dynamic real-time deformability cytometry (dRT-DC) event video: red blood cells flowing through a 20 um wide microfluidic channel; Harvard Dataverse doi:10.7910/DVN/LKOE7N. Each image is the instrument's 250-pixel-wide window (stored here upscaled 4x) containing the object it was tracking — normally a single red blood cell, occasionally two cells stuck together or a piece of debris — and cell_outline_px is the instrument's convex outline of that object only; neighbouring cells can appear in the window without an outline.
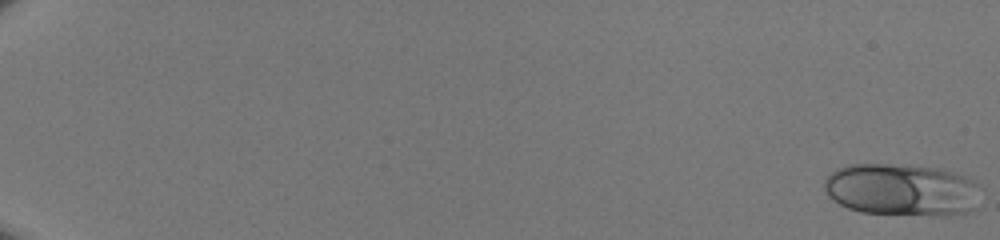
{"species": "human", "species_latin": "Homo sapiens", "temperature_condition": "room temperature", "stored_images_in_passage": 51, "camera_frame_rate_fps": 3000, "um_per_image_px": 0.085, "donor": {"sex": "male"}, "frame": {"image": 1, "passage_image": 1, "time_ms": 0.0, "image_size_px": [1000, 240], "cell_outline_px": [[984, 188], [972, 208], [968, 212], [952, 216], [944, 216], [860, 212], [848, 208], [840, 204], [828, 196], [824, 188], [824, 180], [836, 168], [848, 164], [908, 164], [940, 168], [964, 176], [980, 184]], "centroid_in_image_um": [76.68, 16.12], "position_along_channel_um": 8.3, "area_um2": 48.38}}
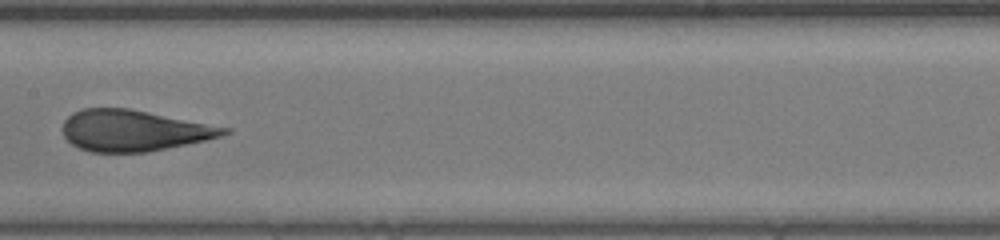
{"frame": {"image": 2, "passage_image": 30, "time_ms": 9.667, "image_size_px": [1000, 240], "cell_outline_px": [[232, 132], [220, 136], [204, 140], [148, 152], [92, 152], [80, 148], [72, 144], [64, 136], [64, 120], [72, 112], [80, 108], [128, 108], [232, 128]], "centroid_in_image_um": [11.37, 11.09], "position_along_channel_um": 196.0, "area_um2": 38.49}}
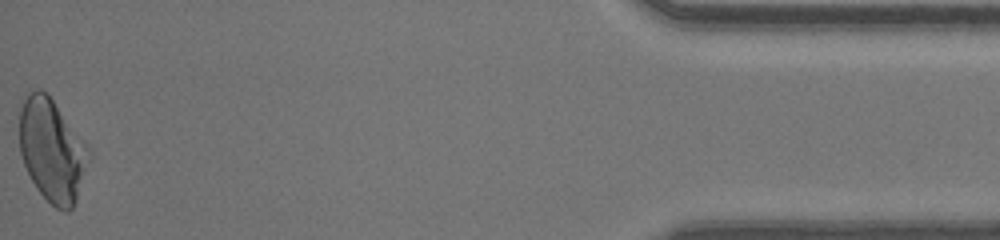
{"frame": {"image": 3, "passage_image": 51, "time_ms": 16.667, "image_size_px": [1000, 240], "cell_outline_px": [[92, 156], [72, 208], [68, 212], [64, 212], [56, 208], [36, 188], [24, 164], [20, 152], [20, 108], [28, 92], [32, 88], [40, 88], [52, 100], [88, 144], [92, 152]], "centroid_in_image_um": [4.44, 12.77], "position_along_channel_um": 430.8, "area_um2": 41.44}}